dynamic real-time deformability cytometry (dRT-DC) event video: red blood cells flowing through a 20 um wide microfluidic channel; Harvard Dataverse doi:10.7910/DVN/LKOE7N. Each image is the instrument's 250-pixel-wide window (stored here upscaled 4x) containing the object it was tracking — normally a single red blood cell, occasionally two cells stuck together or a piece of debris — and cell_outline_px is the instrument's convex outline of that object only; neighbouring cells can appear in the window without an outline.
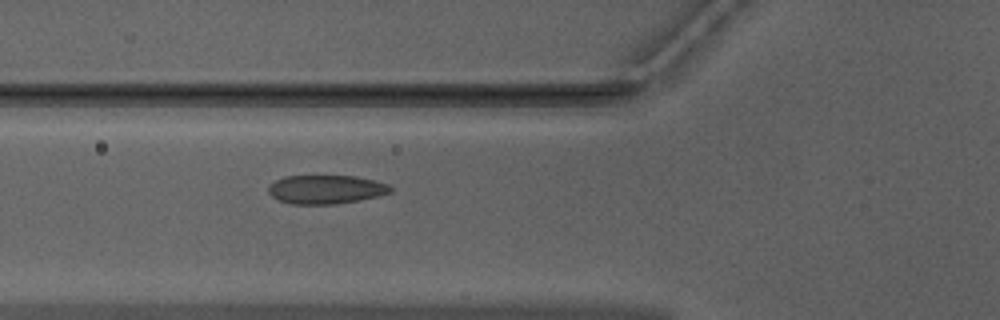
{"species": "Egyptian fruit bat (a non-hibernating species)", "species_latin": "Rousettus aegyptiacus", "temperature_condition": "warm", "stored_images_in_passage": 34, "camera_frame_rate_fps": 3000, "um_per_image_px": 0.085, "animal": {"sex": "male"}, "frame": {"image": 1, "passage_image": 4, "time_ms": 1.0, "image_size_px": [1000, 320], "cell_outline_px": [[392, 192], [360, 200], [336, 204], [292, 204], [280, 200], [272, 196], [268, 192], [268, 188], [276, 180], [284, 176], [356, 176], [376, 180], [388, 184], [392, 188]], "centroid_in_image_um": [27.73, 16.1], "position_along_channel_um": 98.1, "area_um2": 20.4}}
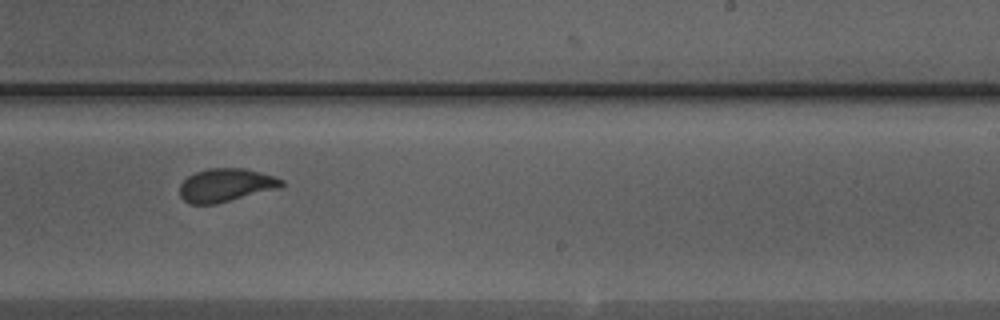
{"frame": {"image": 2, "passage_image": 17, "time_ms": 5.333, "image_size_px": [1000, 320], "cell_outline_px": [[284, 184], [280, 188], [216, 204], [188, 204], [180, 196], [180, 184], [188, 176], [196, 172], [208, 168], [244, 168], [260, 172], [284, 180]], "centroid_in_image_um": [19.19, 15.74], "position_along_channel_um": 269.8, "area_um2": 19.77}}
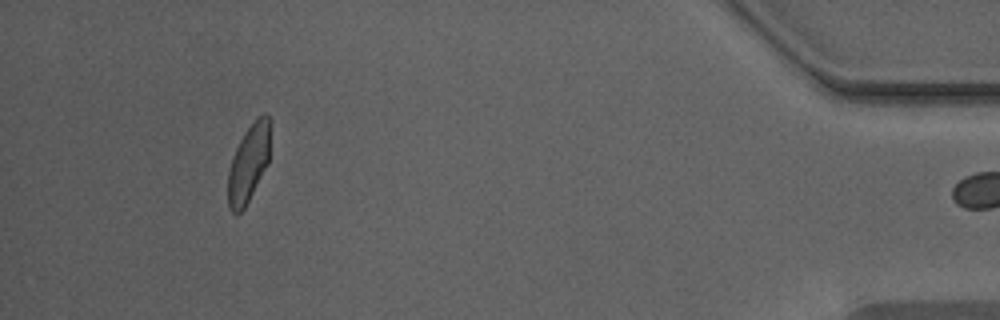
{"frame": {"image": 3, "passage_image": 33, "time_ms": 10.667, "image_size_px": [1000, 320], "cell_outline_px": [[272, 120], [268, 164], [244, 208], [236, 216], [228, 208], [228, 172], [232, 156], [244, 132], [256, 116], [264, 112], [268, 112]], "centroid_in_image_um": [21.17, 13.78], "position_along_channel_um": 414.0, "area_um2": 19.71}, "authors_computed_cell_mechanics": {"area_um2": 20.1433, "velocity_mm_per_s": 3.9666, "shape_relaxation_time_tau1_ms": 3.6068, "shape_relaxation_time_tau2_ms": 0.9005, "deformation_change_tau1": 0.131, "deformation_change_tau2": 0.0438}}